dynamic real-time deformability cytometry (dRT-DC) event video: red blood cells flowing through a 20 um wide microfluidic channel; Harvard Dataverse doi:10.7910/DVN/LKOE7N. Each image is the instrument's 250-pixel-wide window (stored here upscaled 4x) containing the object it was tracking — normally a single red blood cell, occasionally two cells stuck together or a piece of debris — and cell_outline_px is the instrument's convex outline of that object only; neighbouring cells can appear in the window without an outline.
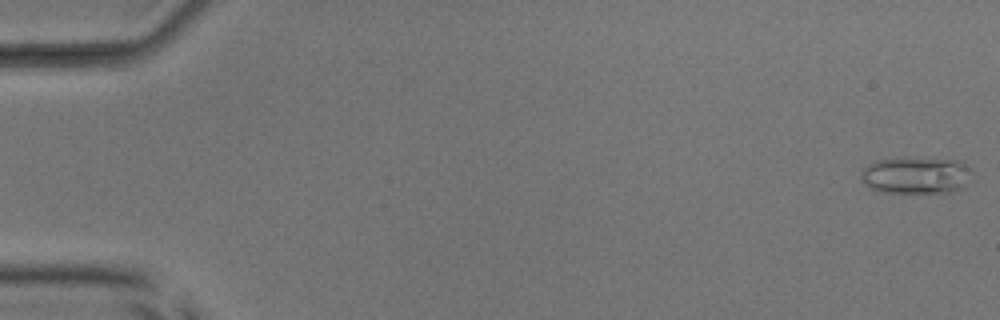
{"species": "common noctule bat (a hibernating species)", "species_latin": "Nyctalus noctula", "temperature_condition": "room temperature", "stored_images_in_passage": 49, "camera_frame_rate_fps": 3000, "um_per_image_px": 0.085, "animal": {"sex": "male", "body_mass_g": 17.9, "forearm_length_mm": 54.2}, "frame": {"image": 1, "passage_image": 1, "time_ms": 0.0, "image_size_px": [1000, 320], "cell_outline_px": [[972, 180], [964, 188], [952, 192], [884, 192], [872, 188], [860, 176], [860, 172], [868, 164], [876, 160], [900, 156], [908, 156], [960, 160], [972, 172]], "centroid_in_image_um": [77.92, 14.86], "position_along_channel_um": 7.1, "area_um2": 24.45}}
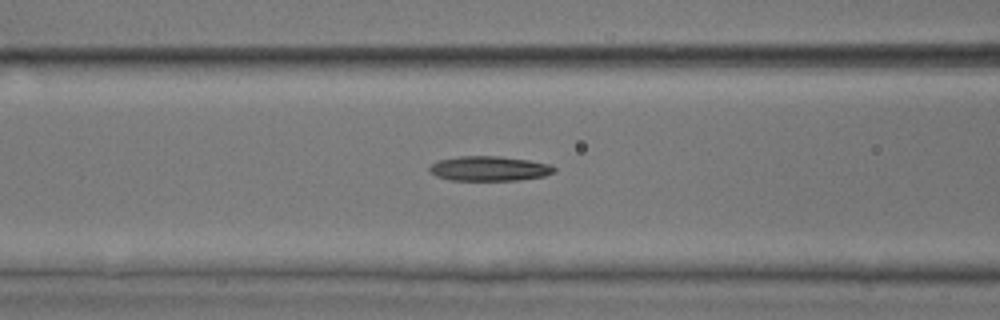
{"frame": {"image": 2, "passage_image": 22, "time_ms": 7.0, "image_size_px": [1000, 320], "cell_outline_px": [[556, 172], [544, 176], [520, 180], [448, 180], [436, 176], [428, 172], [428, 168], [436, 160], [460, 156], [500, 156], [528, 160], [552, 164], [556, 168]], "centroid_in_image_um": [41.58, 14.32], "position_along_channel_um": 125.0, "area_um2": 18.26}}
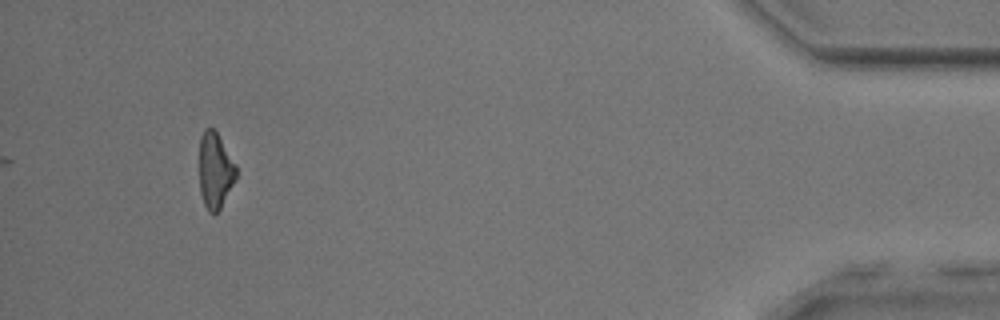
{"frame": {"image": 3, "passage_image": 49, "time_ms": 16.0, "image_size_px": [1000, 320], "cell_outline_px": [[236, 176], [220, 208], [216, 212], [208, 212], [204, 204], [200, 192], [200, 136], [204, 128], [212, 128], [216, 132], [236, 164]], "centroid_in_image_um": [18.27, 14.47], "position_along_channel_um": 416.9, "area_um2": 15.9}, "authors_computed_cell_mechanics": {"area_um2": 18.0336, "velocity_mm_per_s": 3.9993, "shape_relaxation_time_tau1_ms": null, "shape_relaxation_time_tau2_ms": 6.4624, "deformation_change_tau1": null, "deformation_change_tau2": 0.2046}}